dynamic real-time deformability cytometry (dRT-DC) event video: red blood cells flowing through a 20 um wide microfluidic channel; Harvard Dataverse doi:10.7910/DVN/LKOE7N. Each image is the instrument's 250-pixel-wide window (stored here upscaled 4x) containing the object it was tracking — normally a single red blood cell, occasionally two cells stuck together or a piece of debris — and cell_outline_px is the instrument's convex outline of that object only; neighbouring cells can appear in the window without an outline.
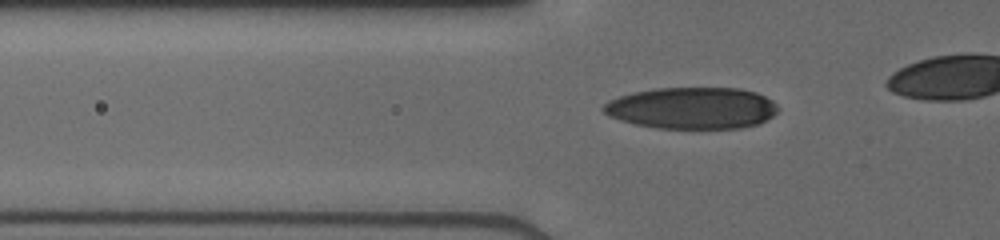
{"species": "human", "species_latin": "Homo sapiens", "temperature_condition": "cold", "stored_images_in_passage": 46, "camera_frame_rate_fps": 3000, "um_per_image_px": 0.085, "donor": {"sex": "male"}, "frame": {"image": 1, "passage_image": 20, "time_ms": 6.333, "image_size_px": [1000, 240], "cell_outline_px": [[780, 108], [772, 116], [756, 124], [740, 128], [656, 128], [636, 124], [620, 120], [604, 112], [600, 108], [608, 100], [632, 92], [652, 88], [740, 88], [756, 92], [772, 100]], "centroid_in_image_um": [58.81, 9.17], "position_along_channel_um": 67.0, "area_um2": 42.37}}
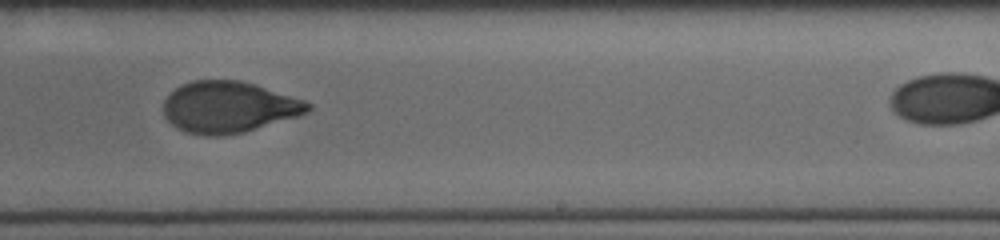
{"frame": {"image": 2, "passage_image": 35, "time_ms": 11.333, "image_size_px": [1000, 240], "cell_outline_px": [[312, 108], [308, 112], [296, 116], [244, 132], [224, 136], [204, 136], [184, 132], [176, 128], [164, 116], [164, 100], [180, 84], [192, 80], [240, 80], [256, 84], [304, 100], [312, 104]], "centroid_in_image_um": [19.42, 9.1], "position_along_channel_um": 269.6, "area_um2": 43.35}}
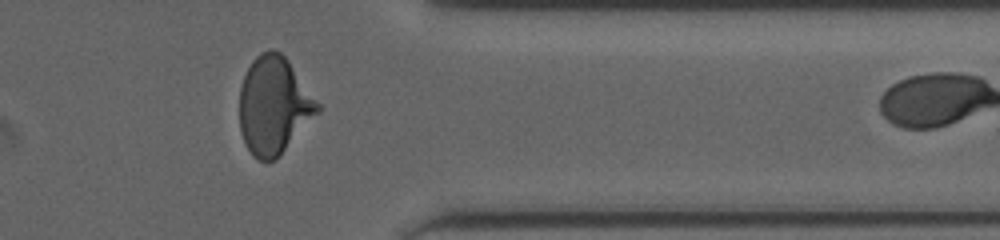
{"frame": {"image": 3, "passage_image": 44, "time_ms": 14.333, "image_size_px": [1000, 240], "cell_outline_px": [[320, 112], [280, 156], [276, 160], [256, 160], [252, 156], [240, 132], [240, 88], [244, 76], [252, 60], [260, 52], [268, 48], [272, 48], [280, 52], [288, 60], [320, 104]], "centroid_in_image_um": [23.28, 8.97], "position_along_channel_um": 388.1, "area_um2": 44.56}}